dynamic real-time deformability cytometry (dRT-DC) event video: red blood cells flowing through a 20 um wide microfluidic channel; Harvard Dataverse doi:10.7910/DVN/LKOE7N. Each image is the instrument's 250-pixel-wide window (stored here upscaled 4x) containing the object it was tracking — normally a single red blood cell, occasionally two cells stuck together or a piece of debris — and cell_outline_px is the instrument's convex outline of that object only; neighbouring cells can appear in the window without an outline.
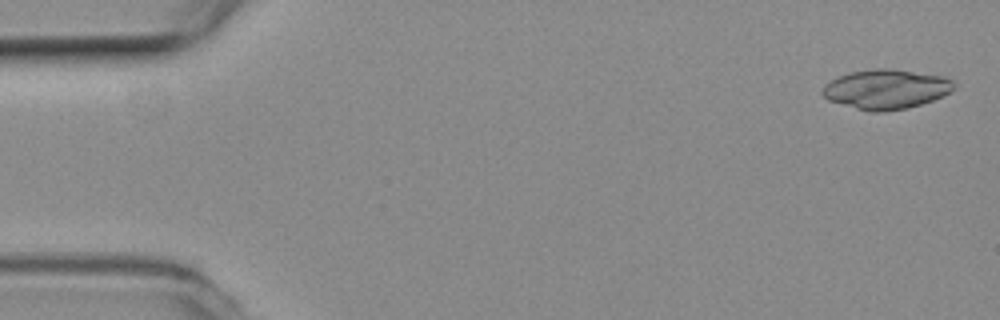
{"species": "common noctule bat (a hibernating species)", "species_latin": "Nyctalus noctula", "temperature_condition": "room temperature", "stored_images_in_passage": 5, "camera_frame_rate_fps": 3000, "um_per_image_px": 0.085, "animal": {"sex": "female", "body_mass_g": 19.3, "forearm_length_mm": 54.1}, "frame": {"image": 1, "passage_image": 1, "time_ms": 0.0, "image_size_px": [1000, 320], "cell_outline_px": [[956, 88], [932, 100], [908, 108], [884, 112], [872, 112], [856, 108], [828, 100], [820, 92], [824, 84], [848, 72], [876, 68], [892, 68], [944, 76], [952, 80], [956, 84]], "centroid_in_image_um": [75.31, 7.57], "position_along_channel_um": 9.7, "area_um2": 30.4}}